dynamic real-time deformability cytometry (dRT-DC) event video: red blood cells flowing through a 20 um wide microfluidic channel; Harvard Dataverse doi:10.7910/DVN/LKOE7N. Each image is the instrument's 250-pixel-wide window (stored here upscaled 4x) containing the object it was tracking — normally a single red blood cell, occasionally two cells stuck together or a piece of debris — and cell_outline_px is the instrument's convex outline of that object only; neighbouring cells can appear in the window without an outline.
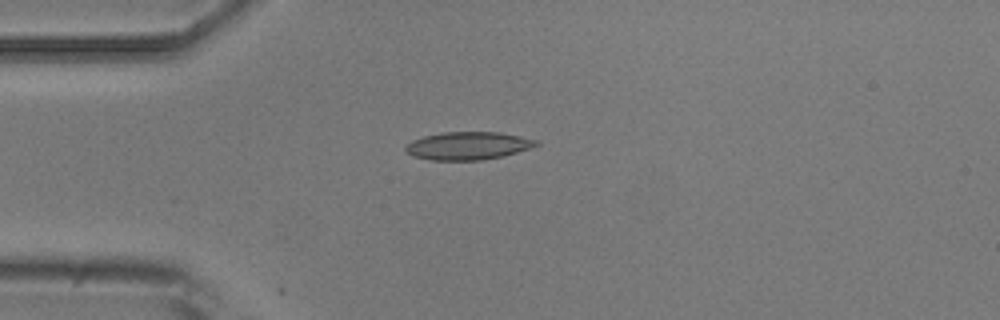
{"species": "common noctule bat (a hibernating species)", "species_latin": "Nyctalus noctula", "temperature_condition": "room temperature", "stored_images_in_passage": 6, "camera_frame_rate_fps": 3000, "um_per_image_px": 0.085, "animal": {"sex": "male", "body_mass_g": 20.5, "forearm_length_mm": 52.5}, "frame": {"image": 1, "passage_image": 4, "time_ms": 4.333, "image_size_px": [1000, 320], "cell_outline_px": [[540, 144], [504, 156], [480, 160], [432, 160], [412, 156], [404, 148], [412, 140], [424, 136], [444, 132], [500, 132], [536, 140]], "centroid_in_image_um": [39.75, 12.39], "position_along_channel_um": 45.2, "area_um2": 20.98}}
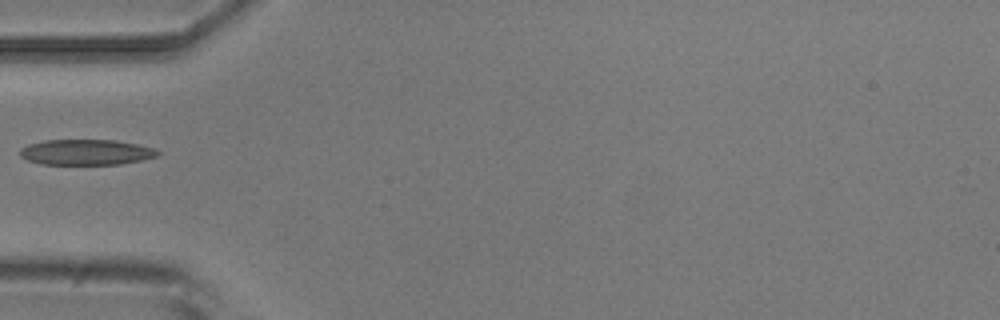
{"frame": {"image": 2, "passage_image": 5, "time_ms": 5.667, "image_size_px": [1000, 320], "cell_outline_px": [[160, 152], [156, 156], [140, 160], [120, 164], [44, 164], [28, 160], [20, 156], [20, 148], [28, 144], [44, 140], [116, 140], [136, 144], [152, 148]], "centroid_in_image_um": [7.28, 12.93], "position_along_channel_um": 77.7, "area_um2": 20.29}}
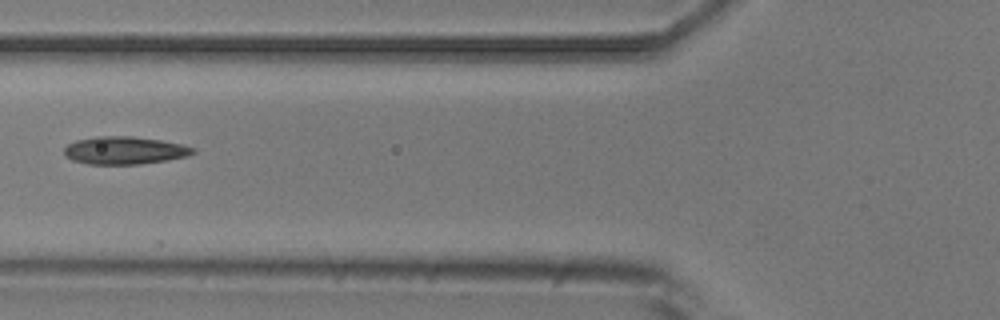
{"frame": {"image": 3, "passage_image": 6, "time_ms": 6.667, "image_size_px": [1000, 320], "cell_outline_px": [[196, 152], [188, 156], [168, 160], [140, 164], [88, 164], [72, 160], [64, 156], [64, 148], [68, 144], [76, 140], [96, 136], [132, 136], [160, 140], [180, 144], [196, 148]], "centroid_in_image_um": [10.58, 12.78], "position_along_channel_um": 115.2, "area_um2": 20.92}}